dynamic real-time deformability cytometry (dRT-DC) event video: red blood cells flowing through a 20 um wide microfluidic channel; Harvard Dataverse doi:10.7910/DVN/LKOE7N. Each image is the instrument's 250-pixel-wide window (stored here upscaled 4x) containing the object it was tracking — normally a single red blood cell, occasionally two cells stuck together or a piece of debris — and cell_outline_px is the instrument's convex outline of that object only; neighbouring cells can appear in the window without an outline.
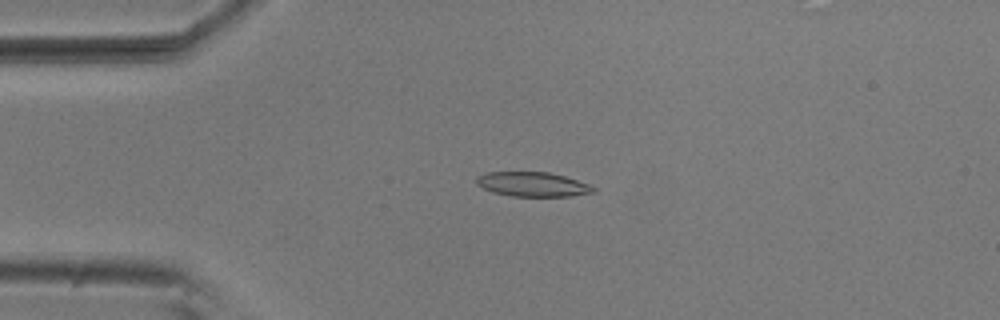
{"species": "common noctule bat (a hibernating species)", "species_latin": "Nyctalus noctula", "temperature_condition": "room temperature", "stored_images_in_passage": 2, "camera_frame_rate_fps": 3000, "um_per_image_px": 0.085, "animal": {"sex": "male", "body_mass_g": 20.5, "forearm_length_mm": 52.5}, "frame": {"image": 1, "passage_image": 1, "time_ms": 0.0, "image_size_px": [1000, 320], "cell_outline_px": [[596, 192], [572, 196], [512, 196], [492, 192], [476, 184], [476, 176], [488, 172], [548, 172], [564, 176], [588, 184], [596, 188]], "centroid_in_image_um": [45.27, 15.67], "position_along_channel_um": 39.7, "area_um2": 16.65}}